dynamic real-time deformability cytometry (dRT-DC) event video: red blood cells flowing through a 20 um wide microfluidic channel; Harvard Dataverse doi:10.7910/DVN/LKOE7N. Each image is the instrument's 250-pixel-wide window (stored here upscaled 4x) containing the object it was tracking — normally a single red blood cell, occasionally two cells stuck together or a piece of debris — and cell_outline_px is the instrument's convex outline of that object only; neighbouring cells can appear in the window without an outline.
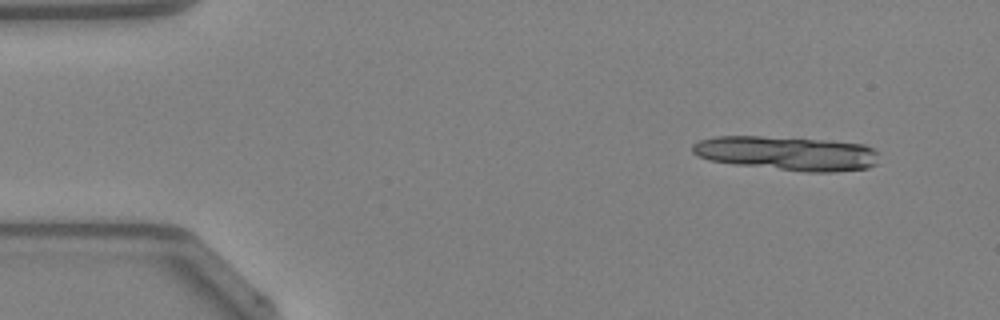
{"species": "Egyptian fruit bat (a non-hibernating species)", "species_latin": "Rousettus aegyptiacus", "temperature_condition": "warm", "stored_images_in_passage": 10, "camera_frame_rate_fps": 3000, "um_per_image_px": 0.085, "animal": {"sex": "female"}, "frame": {"image": 1, "passage_image": 1, "time_ms": 0.0, "image_size_px": [1000, 320], "cell_outline_px": [[876, 164], [868, 168], [836, 172], [808, 172], [736, 164], [708, 160], [696, 156], [692, 152], [692, 144], [700, 140], [716, 136], [760, 136], [832, 140], [864, 144], [872, 148], [876, 152]], "centroid_in_image_um": [66.88, 13.02], "position_along_channel_um": 18.1, "area_um2": 37.22}}